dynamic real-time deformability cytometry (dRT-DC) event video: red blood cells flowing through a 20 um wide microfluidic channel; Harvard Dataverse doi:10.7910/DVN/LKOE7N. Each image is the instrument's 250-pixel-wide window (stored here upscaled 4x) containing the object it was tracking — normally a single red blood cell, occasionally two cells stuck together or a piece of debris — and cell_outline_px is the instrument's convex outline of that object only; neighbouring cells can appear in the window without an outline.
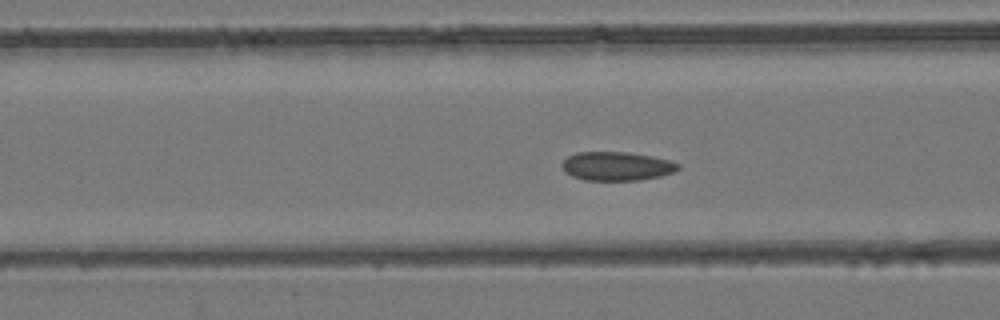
{"species": "common noctule bat (a hibernating species)", "species_latin": "Nyctalus noctula", "temperature_condition": "room temperature", "stored_images_in_passage": 43, "camera_frame_rate_fps": 3000, "um_per_image_px": 0.085, "animal": {"sex": "female", "body_mass_g": 24.6, "forearm_length_mm": 56.2}, "frame": {"image": 1, "passage_image": 15, "time_ms": 4.667, "image_size_px": [1000, 320], "cell_outline_px": [[680, 168], [672, 172], [660, 176], [640, 180], [584, 180], [572, 176], [564, 172], [560, 164], [568, 156], [576, 152], [628, 152], [652, 156], [668, 160], [680, 164]], "centroid_in_image_um": [52.39, 14.12], "position_along_channel_um": 114.2, "area_um2": 19.54}}
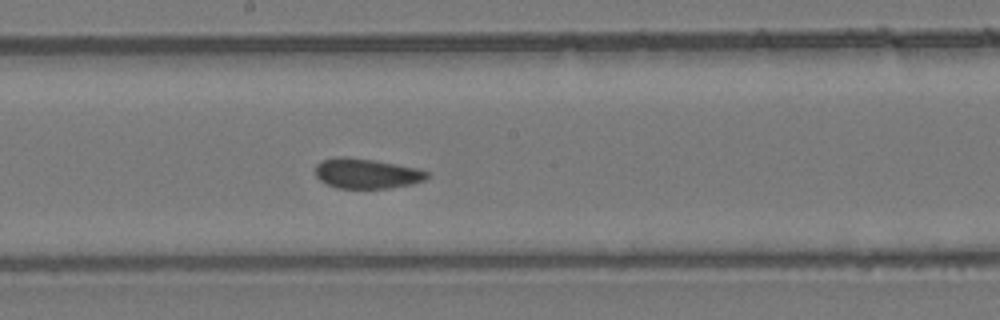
{"frame": {"image": 2, "passage_image": 23, "time_ms": 7.333, "image_size_px": [1000, 320], "cell_outline_px": [[428, 176], [424, 180], [412, 184], [388, 188], [336, 188], [320, 180], [316, 176], [316, 164], [324, 160], [336, 156], [344, 156], [372, 160], [396, 164], [416, 168], [428, 172]], "centroid_in_image_um": [31.14, 14.75], "position_along_channel_um": 217.1, "area_um2": 19.36}}
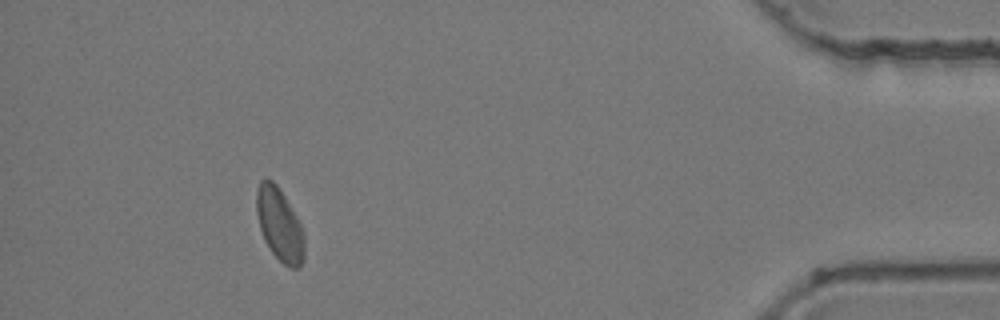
{"frame": {"image": 3, "passage_image": 43, "time_ms": 14.0, "image_size_px": [1000, 320], "cell_outline_px": [[304, 260], [300, 268], [292, 268], [284, 264], [272, 252], [264, 240], [260, 228], [256, 212], [256, 192], [260, 180], [272, 180], [276, 184], [284, 196], [300, 224], [304, 236]], "centroid_in_image_um": [23.76, 19.11], "position_along_channel_um": 411.4, "area_um2": 20.06}, "authors_computed_cell_mechanics": {"area_um2": 19.8832, "velocity_mm_per_s": 3.8478, "shape_relaxation_time_tau1_ms": null, "shape_relaxation_time_tau2_ms": 1.5563, "deformation_change_tau1": null, "deformation_change_tau2": 0.063}}